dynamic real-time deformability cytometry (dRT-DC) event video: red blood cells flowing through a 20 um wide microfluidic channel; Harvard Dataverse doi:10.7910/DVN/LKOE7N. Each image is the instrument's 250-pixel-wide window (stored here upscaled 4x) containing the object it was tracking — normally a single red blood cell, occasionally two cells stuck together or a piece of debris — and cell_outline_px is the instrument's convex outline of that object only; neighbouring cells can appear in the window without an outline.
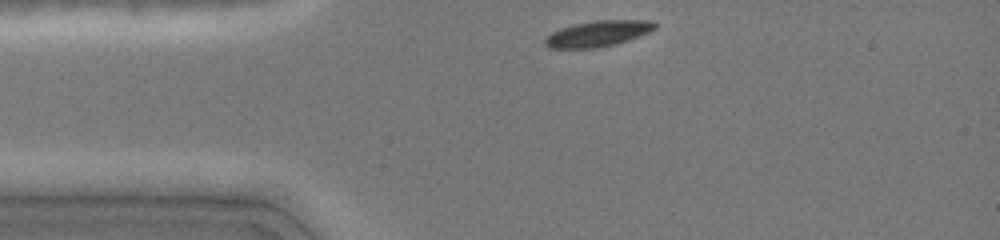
{"species": "common noctule bat (a hibernating species)", "species_latin": "Nyctalus noctula", "temperature_condition": "cold", "stored_images_in_passage": 8, "camera_frame_rate_fps": 3000, "um_per_image_px": 0.085, "animal": {"sex": "female", "body_mass_g": 19.0, "forearm_length_mm": 51.5}, "frame": {"image": 1, "passage_image": 1, "time_ms": 0.0, "image_size_px": [1000, 240], "cell_outline_px": [[656, 28], [648, 32], [628, 40], [616, 44], [600, 48], [548, 48], [544, 44], [544, 40], [552, 32], [560, 28], [572, 24], [596, 20], [652, 20], [656, 24]], "centroid_in_image_um": [50.81, 2.86], "position_along_channel_um": 34.2, "area_um2": 16.65}}